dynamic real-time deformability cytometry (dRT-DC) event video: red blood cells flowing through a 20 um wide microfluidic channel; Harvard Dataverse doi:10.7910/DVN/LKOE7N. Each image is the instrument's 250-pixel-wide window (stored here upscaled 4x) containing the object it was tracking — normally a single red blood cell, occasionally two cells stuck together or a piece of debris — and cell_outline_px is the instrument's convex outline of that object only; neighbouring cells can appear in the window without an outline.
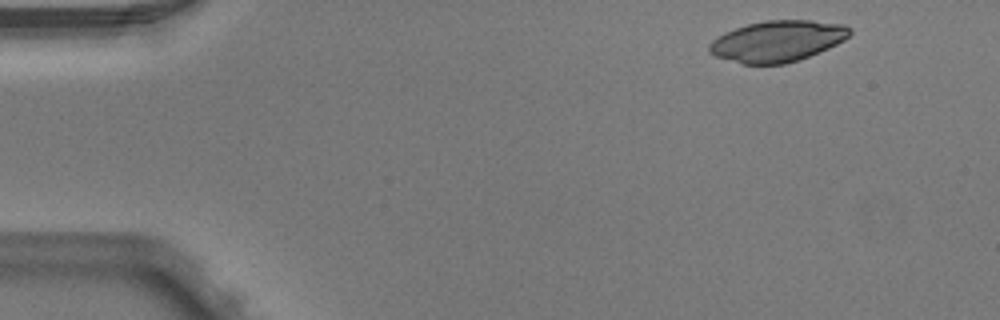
{"species": "Egyptian fruit bat (a non-hibernating species)", "species_latin": "Rousettus aegyptiacus", "temperature_condition": "warm", "stored_images_in_passage": 2, "camera_frame_rate_fps": 3000, "um_per_image_px": 0.085, "animal": {"sex": "male"}, "frame": {"image": 1, "passage_image": 1, "time_ms": 0.0, "image_size_px": [1000, 320], "cell_outline_px": [[852, 32], [844, 40], [820, 52], [784, 64], [744, 64], [716, 56], [708, 52], [708, 44], [712, 40], [724, 32], [748, 24], [768, 20], [812, 20], [844, 24], [852, 28]], "centroid_in_image_um": [66.09, 3.49], "position_along_channel_um": 18.9, "area_um2": 33.58}}